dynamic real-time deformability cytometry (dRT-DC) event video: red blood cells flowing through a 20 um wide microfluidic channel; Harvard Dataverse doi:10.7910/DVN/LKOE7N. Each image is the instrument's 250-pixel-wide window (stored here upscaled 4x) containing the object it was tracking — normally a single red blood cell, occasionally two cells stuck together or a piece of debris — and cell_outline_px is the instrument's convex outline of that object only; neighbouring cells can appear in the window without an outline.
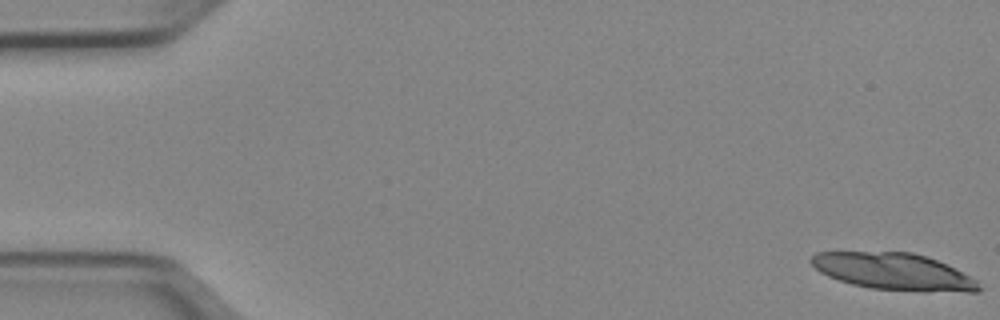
{"species": "Egyptian fruit bat (a non-hibernating species)", "species_latin": "Rousettus aegyptiacus", "temperature_condition": "cold", "stored_images_in_passage": 22, "camera_frame_rate_fps": 3000, "um_per_image_px": 0.085, "animal": {"sex": "female"}, "frame": {"image": 1, "passage_image": 1, "time_ms": 0.0, "image_size_px": [1000, 320], "cell_outline_px": [[984, 288], [980, 292], [924, 292], [868, 288], [852, 284], [828, 276], [820, 272], [808, 260], [816, 252], [912, 252], [948, 264], [976, 280]], "centroid_in_image_um": [76.01, 23.1], "position_along_channel_um": 9.0, "area_um2": 36.24}}
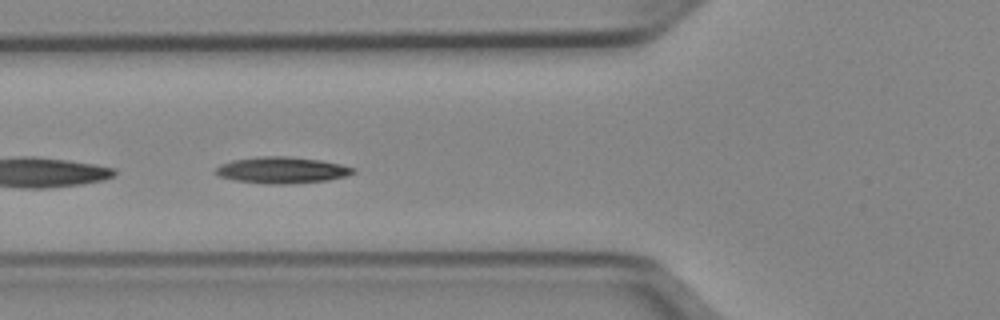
{"frame": {"image": 2, "passage_image": 20, "time_ms": 6.333, "image_size_px": [1000, 320], "cell_outline_px": [[356, 172], [348, 176], [328, 180], [284, 184], [268, 184], [236, 180], [220, 176], [216, 172], [216, 168], [220, 164], [232, 160], [260, 156], [288, 156], [320, 160], [340, 164], [356, 168]], "centroid_in_image_um": [24.0, 14.45], "position_along_channel_um": 101.8, "area_um2": 21.1}}